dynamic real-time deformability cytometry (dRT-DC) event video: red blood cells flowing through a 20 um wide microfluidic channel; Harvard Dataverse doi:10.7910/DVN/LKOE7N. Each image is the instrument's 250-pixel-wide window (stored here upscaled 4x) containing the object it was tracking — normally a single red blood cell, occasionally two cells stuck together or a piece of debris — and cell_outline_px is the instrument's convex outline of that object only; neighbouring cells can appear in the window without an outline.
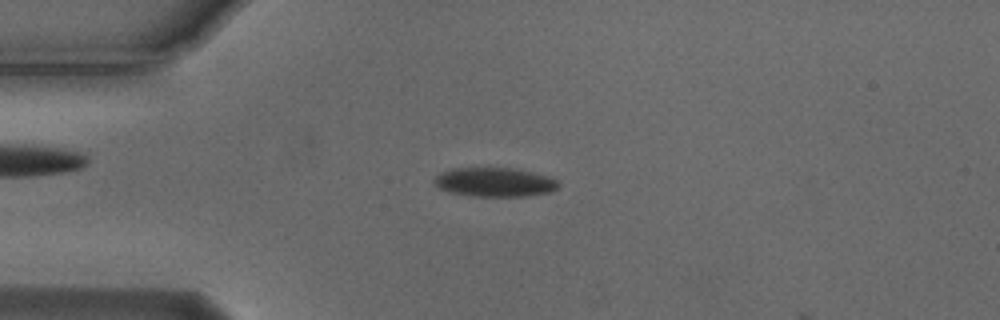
{"species": "Egyptian fruit bat (a non-hibernating species)", "species_latin": "Rousettus aegyptiacus", "temperature_condition": "cold", "stored_images_in_passage": 16, "camera_frame_rate_fps": 3000, "um_per_image_px": 0.085, "animal": {"sex": "male"}, "frame": {"image": 1, "passage_image": 13, "time_ms": 4.0, "image_size_px": [1000, 320], "cell_outline_px": [[560, 188], [548, 192], [528, 196], [468, 196], [448, 192], [440, 188], [432, 180], [440, 172], [452, 168], [512, 168], [548, 176], [556, 180], [560, 184]], "centroid_in_image_um": [42.02, 15.49], "position_along_channel_um": 43.0, "area_um2": 21.1}}